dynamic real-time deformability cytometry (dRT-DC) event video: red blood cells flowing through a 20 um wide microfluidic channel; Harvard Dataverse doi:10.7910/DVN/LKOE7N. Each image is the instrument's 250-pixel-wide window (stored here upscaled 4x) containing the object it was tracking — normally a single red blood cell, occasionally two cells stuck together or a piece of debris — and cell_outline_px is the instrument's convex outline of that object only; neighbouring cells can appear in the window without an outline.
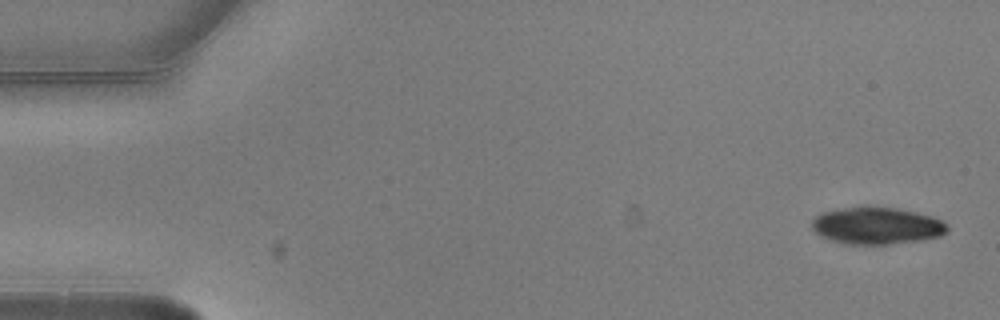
{"species": "common noctule bat (a hibernating species)", "species_latin": "Nyctalus noctula", "temperature_condition": "warm", "stored_images_in_passage": 5, "camera_frame_rate_fps": 3000, "um_per_image_px": 0.085, "animal": {"sex": "male", "body_mass_g": 20.5, "forearm_length_mm": 52.5}, "frame": {"image": 1, "passage_image": 1, "time_ms": 0.0, "image_size_px": [1000, 320], "cell_outline_px": [[948, 232], [940, 236], [920, 240], [888, 244], [844, 244], [820, 236], [812, 228], [812, 220], [820, 212], [864, 204], [868, 204], [900, 208], [932, 216], [948, 224]], "centroid_in_image_um": [74.52, 19.15], "position_along_channel_um": 10.5, "area_um2": 29.88}}